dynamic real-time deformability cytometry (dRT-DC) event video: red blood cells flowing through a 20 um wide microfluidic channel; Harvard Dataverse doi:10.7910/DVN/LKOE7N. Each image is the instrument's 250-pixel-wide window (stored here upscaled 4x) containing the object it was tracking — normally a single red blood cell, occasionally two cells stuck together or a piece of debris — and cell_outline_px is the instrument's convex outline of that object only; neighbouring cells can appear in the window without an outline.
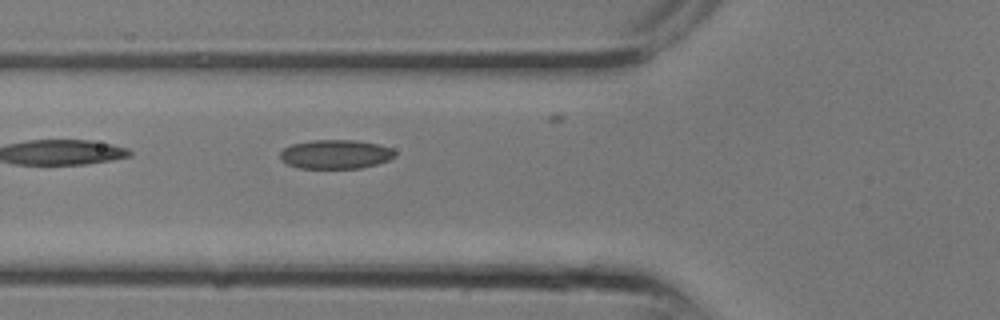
{"species": "common noctule bat (a hibernating species)", "species_latin": "Nyctalus noctula", "temperature_condition": "room temperature", "stored_images_in_passage": 7, "camera_frame_rate_fps": 3000, "um_per_image_px": 0.085, "animal": {"sex": "male", "body_mass_g": 13.3}, "frame": {"image": 1, "passage_image": 7, "time_ms": 2.0, "image_size_px": [1000, 320], "cell_outline_px": [[396, 156], [388, 160], [376, 164], [360, 168], [300, 168], [288, 164], [280, 160], [280, 152], [284, 148], [292, 144], [312, 140], [356, 140], [376, 144], [392, 148], [396, 152]], "centroid_in_image_um": [28.52, 13.11], "position_along_channel_um": 97.3, "area_um2": 19.42}}